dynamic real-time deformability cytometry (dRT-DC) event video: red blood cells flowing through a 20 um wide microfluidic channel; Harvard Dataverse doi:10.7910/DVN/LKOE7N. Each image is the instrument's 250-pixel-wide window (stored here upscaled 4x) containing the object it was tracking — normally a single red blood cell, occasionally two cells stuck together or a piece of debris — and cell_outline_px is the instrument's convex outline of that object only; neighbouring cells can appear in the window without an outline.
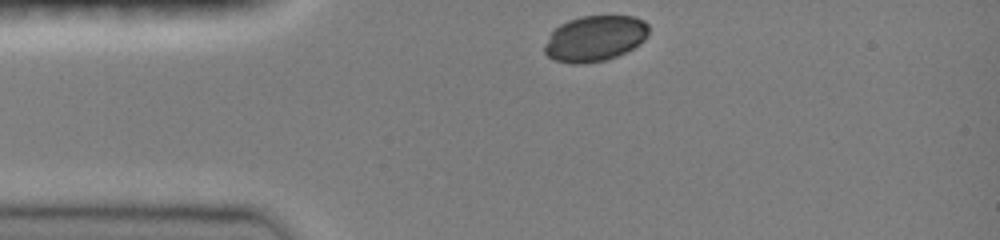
{"species": "common noctule bat (a hibernating species)", "species_latin": "Nyctalus noctula", "temperature_condition": "room temperature", "stored_images_in_passage": 33, "camera_frame_rate_fps": 3000, "um_per_image_px": 0.085, "animal": {"sex": "female", "body_mass_g": 19.0, "forearm_length_mm": 51.5}, "frame": {"image": 1, "passage_image": 1, "time_ms": 0.0, "image_size_px": [1000, 240], "cell_outline_px": [[648, 36], [640, 44], [608, 60], [580, 64], [572, 64], [552, 60], [544, 52], [544, 44], [552, 32], [560, 24], [568, 20], [580, 16], [632, 16], [644, 20], [648, 24]], "centroid_in_image_um": [50.56, 3.27], "position_along_channel_um": 34.4, "area_um2": 27.92}}
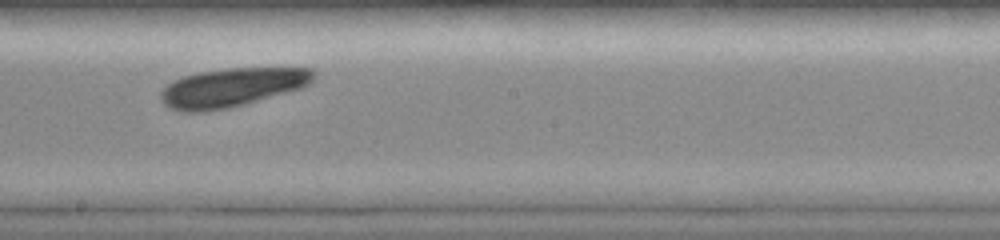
{"frame": {"image": 2, "passage_image": 18, "time_ms": 5.667, "image_size_px": [1000, 240], "cell_outline_px": [[316, 76], [308, 84], [300, 88], [244, 104], [228, 108], [208, 112], [180, 112], [164, 104], [160, 100], [160, 92], [168, 84], [184, 76], [200, 72], [228, 68], [312, 68], [316, 72]], "centroid_in_image_um": [19.7, 7.44], "position_along_channel_um": 228.5, "area_um2": 34.33}}
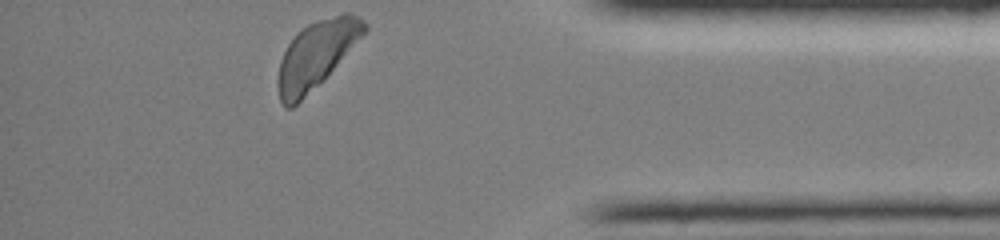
{"frame": {"image": 3, "passage_image": 33, "time_ms": 10.667, "image_size_px": [1000, 240], "cell_outline_px": [[368, 28], [332, 68], [292, 108], [284, 108], [280, 100], [276, 84], [276, 80], [280, 60], [288, 44], [296, 32], [308, 24], [316, 20], [344, 12], [348, 12], [360, 16], [368, 24]], "centroid_in_image_um": [26.83, 4.6], "position_along_channel_um": 408.4, "area_um2": 32.95}}